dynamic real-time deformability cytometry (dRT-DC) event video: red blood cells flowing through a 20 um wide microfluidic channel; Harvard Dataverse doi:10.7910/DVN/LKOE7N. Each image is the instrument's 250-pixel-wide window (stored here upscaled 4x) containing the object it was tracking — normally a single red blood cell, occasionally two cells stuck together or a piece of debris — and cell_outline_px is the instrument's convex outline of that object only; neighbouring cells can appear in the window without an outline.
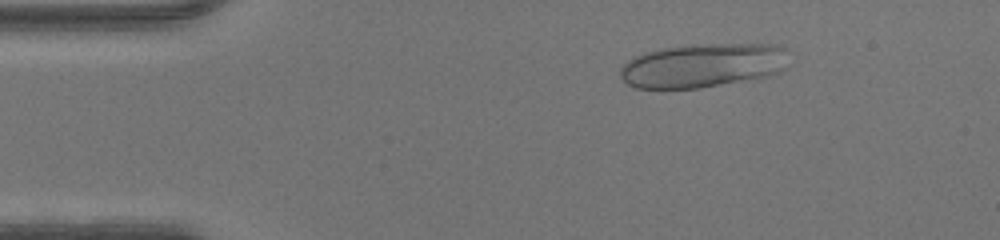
{"species": "human", "species_latin": "Homo sapiens", "temperature_condition": "warm", "stored_images_in_passage": 47, "camera_frame_rate_fps": 3000, "um_per_image_px": 0.085, "donor": {"sex": "male"}, "frame": {"image": 1, "passage_image": 7, "time_ms": 2.0, "image_size_px": [1000, 240], "cell_outline_px": [[788, 48], [784, 68], [780, 72], [768, 76], [700, 88], [636, 88], [628, 84], [620, 76], [620, 68], [632, 56], [644, 52], [660, 48], [692, 44], [780, 44]], "centroid_in_image_um": [59.74, 5.54], "position_along_channel_um": 25.3, "area_um2": 43.58}}
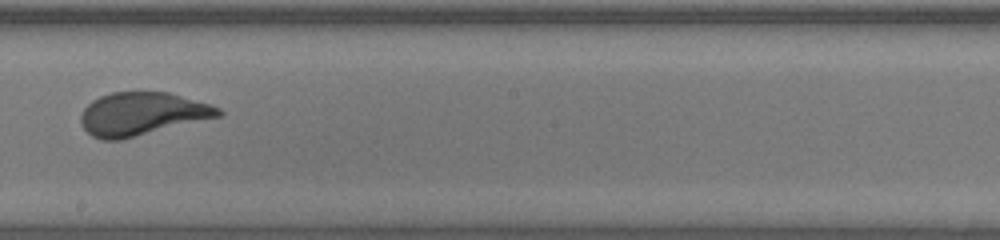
{"frame": {"image": 2, "passage_image": 26, "time_ms": 8.333, "image_size_px": [1000, 240], "cell_outline_px": [[224, 112], [220, 116], [120, 140], [100, 140], [92, 136], [84, 128], [80, 120], [80, 116], [84, 108], [92, 100], [100, 96], [112, 92], [168, 92], [208, 104], [220, 108]], "centroid_in_image_um": [12.03, 9.68], "position_along_channel_um": 236.2, "area_um2": 34.22}}
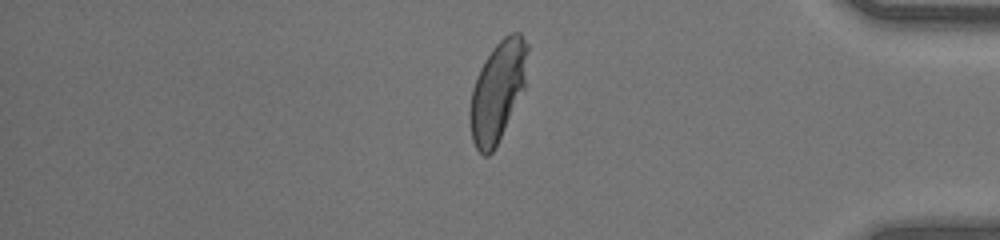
{"frame": {"image": 3, "passage_image": 39, "time_ms": 12.667, "image_size_px": [1000, 240], "cell_outline_px": [[528, 48], [524, 88], [492, 152], [488, 156], [484, 156], [476, 148], [472, 140], [468, 120], [468, 112], [472, 88], [480, 68], [492, 48], [508, 32], [520, 32], [528, 44]], "centroid_in_image_um": [42.27, 7.72], "position_along_channel_um": 392.9, "area_um2": 33.35}}